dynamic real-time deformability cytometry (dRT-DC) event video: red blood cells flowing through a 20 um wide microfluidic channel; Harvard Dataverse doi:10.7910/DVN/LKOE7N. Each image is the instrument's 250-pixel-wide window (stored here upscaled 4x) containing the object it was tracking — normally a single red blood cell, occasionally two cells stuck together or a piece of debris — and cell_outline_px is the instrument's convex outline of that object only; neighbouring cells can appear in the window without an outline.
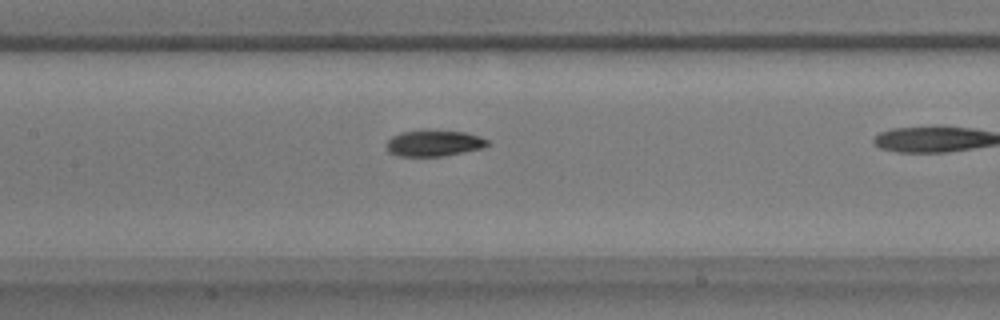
{"species": "common noctule bat (a hibernating species)", "species_latin": "Nyctalus noctula", "temperature_condition": "warm", "stored_images_in_passage": 27, "camera_frame_rate_fps": 3000, "um_per_image_px": 0.085, "animal": {"sex": "male", "body_mass_g": 17.9}, "frame": {"image": 1, "passage_image": 23, "time_ms": 7.333, "image_size_px": [1000, 320], "cell_outline_px": [[488, 144], [480, 148], [444, 156], [400, 156], [388, 152], [388, 140], [392, 136], [400, 132], [420, 128], [424, 128], [464, 132], [480, 136], [488, 140]], "centroid_in_image_um": [36.85, 12.13], "position_along_channel_um": 170.6, "area_um2": 15.66}}